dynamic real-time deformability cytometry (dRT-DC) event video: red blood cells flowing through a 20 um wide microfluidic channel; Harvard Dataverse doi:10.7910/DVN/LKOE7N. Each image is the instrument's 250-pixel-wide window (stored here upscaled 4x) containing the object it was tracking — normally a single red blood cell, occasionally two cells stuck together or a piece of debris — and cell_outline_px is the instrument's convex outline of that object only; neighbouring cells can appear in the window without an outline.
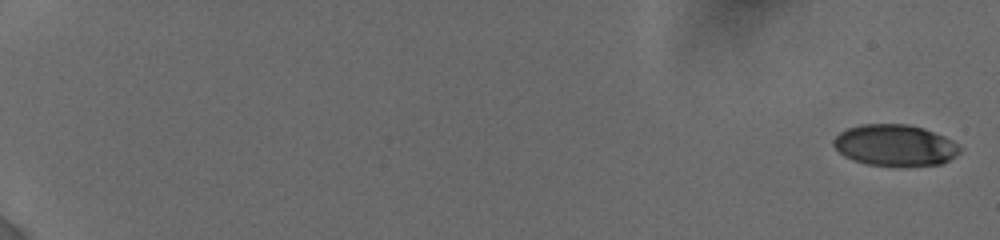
{"species": "human", "species_latin": "Homo sapiens", "temperature_condition": "cold", "stored_images_in_passage": 48, "camera_frame_rate_fps": 3000, "um_per_image_px": 0.085, "donor": {"sex": "female"}, "frame": {"image": 1, "passage_image": 1, "time_ms": 0.0, "image_size_px": [1000, 240], "cell_outline_px": [[960, 152], [956, 156], [940, 164], [868, 164], [852, 160], [844, 156], [832, 144], [832, 140], [840, 132], [848, 128], [860, 124], [908, 124], [924, 128], [944, 136], [952, 140], [960, 148]], "centroid_in_image_um": [76.04, 12.31], "position_along_channel_um": 9.0, "area_um2": 29.88}}
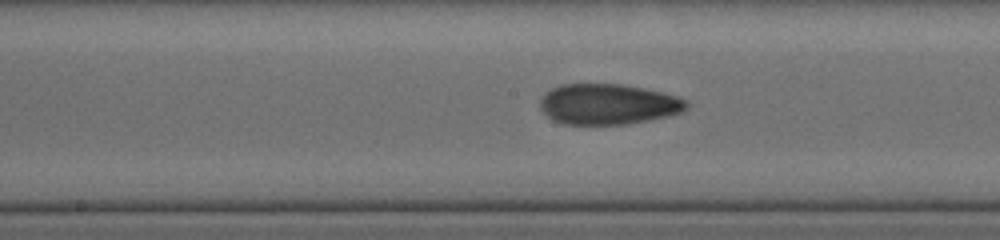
{"frame": {"image": 2, "passage_image": 28, "time_ms": 10.667, "image_size_px": [1000, 240], "cell_outline_px": [[688, 108], [680, 112], [668, 116], [628, 124], [564, 124], [552, 120], [540, 108], [540, 100], [552, 88], [560, 84], [620, 84], [644, 88], [676, 96], [688, 100]], "centroid_in_image_um": [51.7, 8.86], "position_along_channel_um": 196.5, "area_um2": 34.51}}
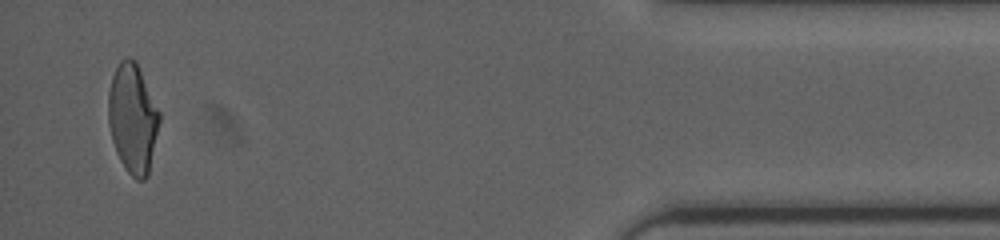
{"frame": {"image": 3, "passage_image": 48, "time_ms": 18.0, "image_size_px": [1000, 240], "cell_outline_px": [[160, 120], [148, 176], [144, 180], [136, 180], [128, 172], [120, 160], [116, 152], [112, 140], [108, 124], [108, 92], [112, 76], [120, 60], [128, 56], [136, 60], [160, 112]], "centroid_in_image_um": [11.28, 10.05], "position_along_channel_um": 423.9, "area_um2": 32.71}, "authors_computed_cell_mechanics": {"area_um2": 33.1194, "velocity_mm_per_s": 3.8627, "shape_relaxation_time_tau1_ms": null, "shape_relaxation_time_tau2_ms": 1.8635, "deformation_change_tau1": null, "deformation_change_tau2": 0.087}}